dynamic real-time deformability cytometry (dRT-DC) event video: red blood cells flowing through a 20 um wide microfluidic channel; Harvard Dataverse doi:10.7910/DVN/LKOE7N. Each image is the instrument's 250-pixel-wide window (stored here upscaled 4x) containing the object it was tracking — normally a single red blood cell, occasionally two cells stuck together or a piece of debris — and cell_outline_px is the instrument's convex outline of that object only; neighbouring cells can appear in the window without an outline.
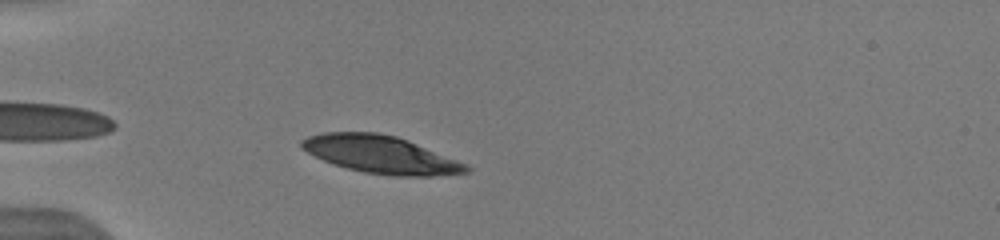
{"species": "human", "species_latin": "Homo sapiens", "temperature_condition": "warm", "stored_images_in_passage": 28, "camera_frame_rate_fps": 3000, "um_per_image_px": 0.085, "donor": {"sex": "male"}, "frame": {"image": 1, "passage_image": 1, "time_ms": 0.0, "image_size_px": [1000, 240], "cell_outline_px": [[472, 172], [432, 176], [392, 176], [364, 172], [332, 164], [300, 148], [300, 140], [308, 136], [324, 132], [376, 132], [396, 136], [408, 140], [468, 164], [472, 168]], "centroid_in_image_um": [32.39, 13.14], "position_along_channel_um": 52.6, "area_um2": 36.18}}
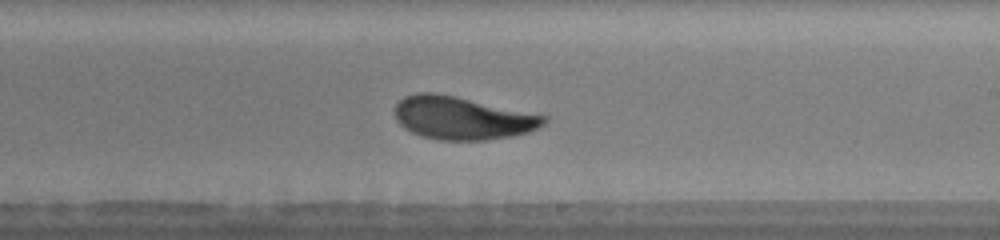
{"frame": {"image": 2, "passage_image": 9, "time_ms": 5.333, "image_size_px": [1000, 240], "cell_outline_px": [[548, 120], [544, 124], [528, 132], [512, 136], [488, 140], [440, 140], [420, 136], [404, 128], [396, 120], [396, 104], [404, 96], [416, 92], [436, 92], [456, 96], [548, 116]], "centroid_in_image_um": [39.29, 10.02], "position_along_channel_um": 249.7, "area_um2": 37.4}, "authors_computed_cell_mechanics": {"area_um2": 36.2406, "velocity_mm_per_s": 4.0774, "shape_relaxation_time_tau1_ms": 2.3505, "shape_relaxation_time_tau2_ms": 1.3978, "deformation_change_tau1": 0.1353, "deformation_change_tau2": 0.0683}}